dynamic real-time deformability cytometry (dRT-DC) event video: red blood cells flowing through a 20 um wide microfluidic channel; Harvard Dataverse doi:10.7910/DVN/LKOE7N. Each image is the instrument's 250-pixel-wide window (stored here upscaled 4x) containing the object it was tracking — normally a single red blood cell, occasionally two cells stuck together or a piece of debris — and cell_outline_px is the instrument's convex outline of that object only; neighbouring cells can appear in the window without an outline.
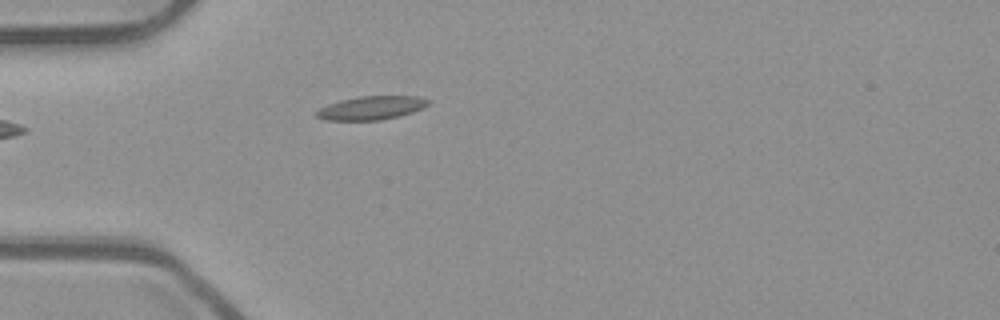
{"species": "common noctule bat (a hibernating species)", "species_latin": "Nyctalus noctula", "temperature_condition": "room temperature", "stored_images_in_passage": 6, "camera_frame_rate_fps": 3000, "um_per_image_px": 0.085, "animal": {"sex": "male", "body_mass_g": 23.1, "forearm_length_mm": 52.7}, "frame": {"image": 1, "passage_image": 1, "time_ms": 0.0, "image_size_px": [1000, 320], "cell_outline_px": [[428, 104], [412, 112], [380, 120], [328, 120], [316, 116], [316, 112], [320, 108], [328, 104], [340, 100], [360, 96], [416, 96], [428, 100]], "centroid_in_image_um": [31.52, 9.16], "position_along_channel_um": 53.5, "area_um2": 14.97}}